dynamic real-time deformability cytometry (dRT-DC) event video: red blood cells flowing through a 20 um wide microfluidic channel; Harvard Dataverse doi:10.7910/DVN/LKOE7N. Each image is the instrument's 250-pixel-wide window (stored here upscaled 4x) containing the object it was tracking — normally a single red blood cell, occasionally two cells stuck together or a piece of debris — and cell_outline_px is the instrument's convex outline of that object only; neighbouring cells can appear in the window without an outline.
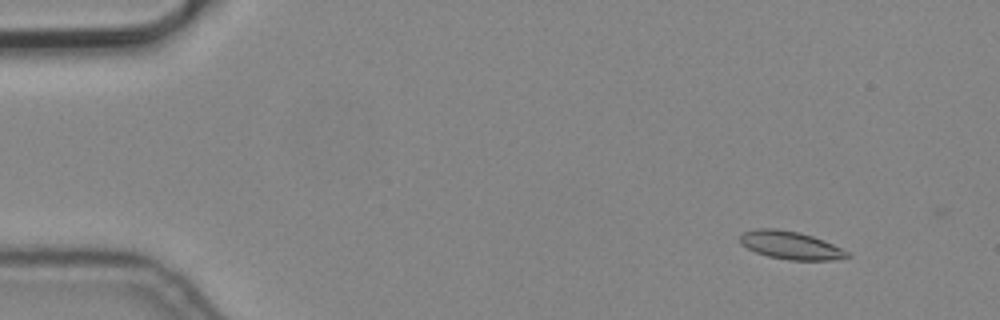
{"species": "common noctule bat (a hibernating species)", "species_latin": "Nyctalus noctula", "temperature_condition": "cold", "stored_images_in_passage": 5, "camera_frame_rate_fps": 3000, "um_per_image_px": 0.085, "animal": {"sex": "male", "body_mass_g": 19.2, "forearm_length_mm": 51.8}, "frame": {"image": 1, "passage_image": 2, "time_ms": 0.333, "image_size_px": [1000, 320], "cell_outline_px": [[852, 256], [832, 260], [788, 260], [768, 256], [756, 252], [740, 244], [740, 236], [744, 232], [756, 228], [776, 228], [800, 232], [812, 236], [832, 244], [848, 252]], "centroid_in_image_um": [67.18, 20.84], "position_along_channel_um": 17.8, "area_um2": 17.4}}
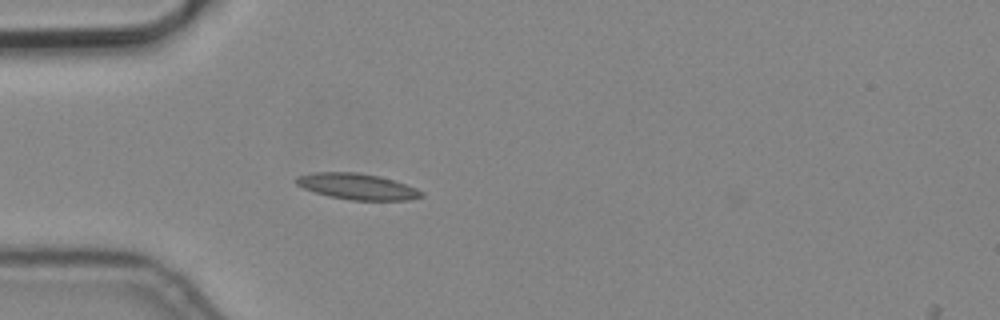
{"frame": {"image": 2, "passage_image": 5, "time_ms": 1.333, "image_size_px": [1000, 320], "cell_outline_px": [[424, 196], [408, 200], [352, 200], [328, 196], [304, 188], [296, 184], [292, 180], [296, 176], [316, 172], [356, 172], [380, 176], [416, 188], [424, 192]], "centroid_in_image_um": [30.34, 15.85], "position_along_channel_um": 54.7, "area_um2": 18.96}}